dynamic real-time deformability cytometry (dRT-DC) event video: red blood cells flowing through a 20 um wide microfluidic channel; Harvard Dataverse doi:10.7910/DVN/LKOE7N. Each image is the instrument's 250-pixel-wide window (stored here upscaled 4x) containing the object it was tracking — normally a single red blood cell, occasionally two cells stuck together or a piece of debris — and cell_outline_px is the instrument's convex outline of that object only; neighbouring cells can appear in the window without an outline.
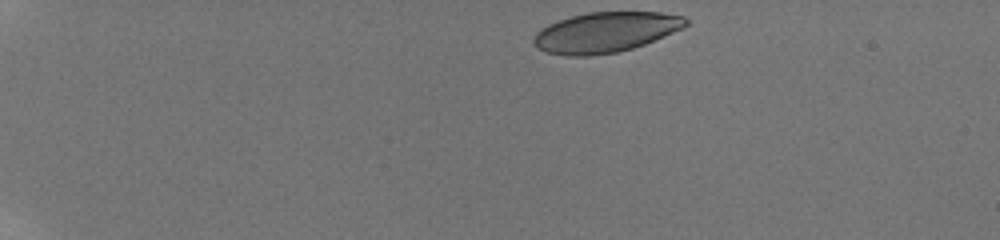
{"species": "human", "species_latin": "Homo sapiens", "temperature_condition": "room temperature", "stored_images_in_passage": 45, "camera_frame_rate_fps": 3000, "um_per_image_px": 0.085, "donor": {"sex": "male"}, "frame": {"image": 1, "passage_image": 1, "time_ms": 0.0, "image_size_px": [1000, 240], "cell_outline_px": [[688, 24], [684, 28], [644, 44], [632, 48], [616, 52], [588, 56], [568, 56], [544, 52], [536, 48], [532, 44], [532, 40], [536, 32], [540, 28], [548, 24], [572, 16], [588, 12], [660, 12], [684, 16], [688, 20]], "centroid_in_image_um": [51.44, 2.74], "position_along_channel_um": 33.6, "area_um2": 35.84}}
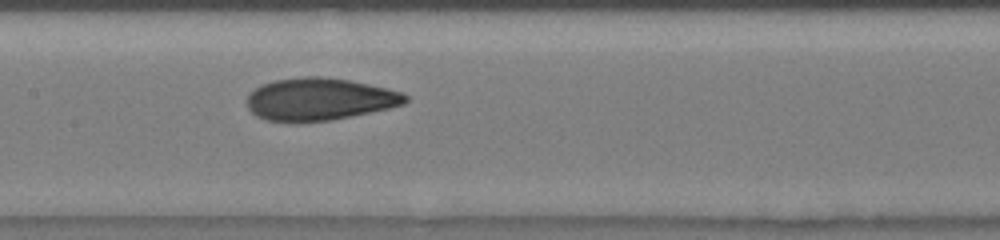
{"frame": {"image": 2, "passage_image": 21, "time_ms": 6.667, "image_size_px": [1000, 240], "cell_outline_px": [[408, 100], [404, 104], [388, 108], [332, 120], [268, 120], [256, 116], [248, 108], [248, 92], [264, 84], [276, 80], [304, 76], [320, 76], [348, 80], [368, 84], [404, 92], [408, 96]], "centroid_in_image_um": [27.18, 8.41], "position_along_channel_um": 180.2, "area_um2": 38.44}}
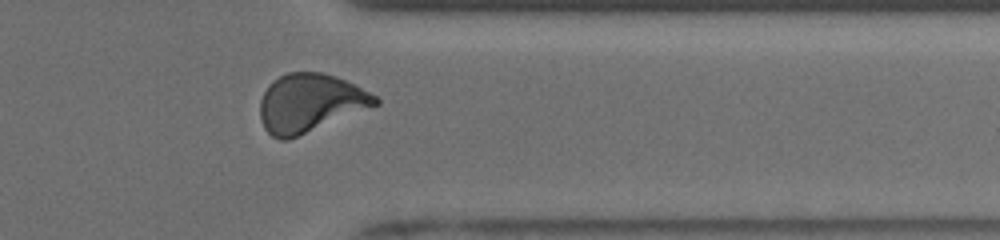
{"frame": {"image": 3, "passage_image": 37, "time_ms": 12.0, "image_size_px": [1000, 240], "cell_outline_px": [[380, 104], [288, 140], [280, 140], [272, 136], [264, 128], [260, 116], [260, 100], [268, 84], [272, 80], [288, 72], [324, 72], [336, 76], [376, 96], [380, 100]], "centroid_in_image_um": [26.32, 8.75], "position_along_channel_um": 385.1, "area_um2": 39.02}, "authors_computed_cell_mechanics": {"area_um2": 38.0902, "velocity_mm_per_s": 3.8561, "shape_relaxation_time_tau1_ms": 5.35, "shape_relaxation_time_tau2_ms": 1.3631, "deformation_change_tau1": 0.1803, "deformation_change_tau2": 0.079}}